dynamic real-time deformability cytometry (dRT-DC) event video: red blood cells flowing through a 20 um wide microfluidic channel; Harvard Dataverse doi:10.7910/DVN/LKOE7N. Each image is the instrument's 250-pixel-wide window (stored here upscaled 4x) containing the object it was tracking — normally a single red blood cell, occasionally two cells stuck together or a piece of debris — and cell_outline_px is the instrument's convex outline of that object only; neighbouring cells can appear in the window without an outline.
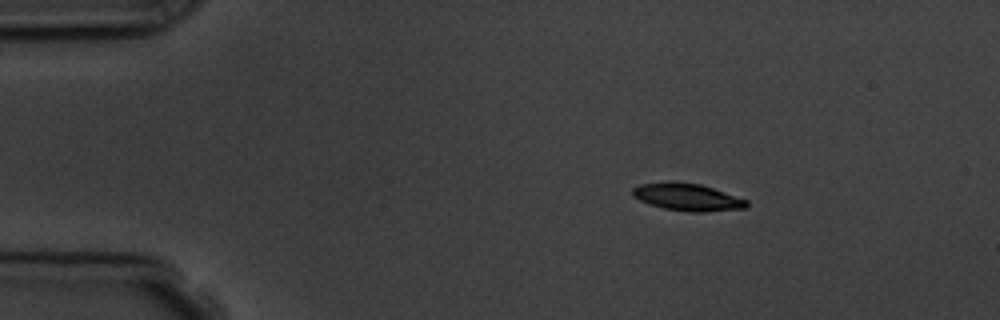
{"species": "common noctule bat (a hibernating species)", "species_latin": "Nyctalus noctula", "temperature_condition": "room temperature", "stored_images_in_passage": 3, "camera_frame_rate_fps": 3000, "um_per_image_px": 0.085, "animal": {"sex": "male", "body_mass_g": 19.5, "forearm_length_mm": 54.6}, "frame": {"image": 1, "passage_image": 1, "time_ms": 0.0, "image_size_px": [1000, 320], "cell_outline_px": [[748, 204], [744, 208], [704, 212], [688, 212], [664, 208], [640, 200], [632, 196], [632, 188], [640, 184], [668, 180], [700, 184], [748, 200]], "centroid_in_image_um": [58.39, 16.73], "position_along_channel_um": 26.6, "area_um2": 18.15}}